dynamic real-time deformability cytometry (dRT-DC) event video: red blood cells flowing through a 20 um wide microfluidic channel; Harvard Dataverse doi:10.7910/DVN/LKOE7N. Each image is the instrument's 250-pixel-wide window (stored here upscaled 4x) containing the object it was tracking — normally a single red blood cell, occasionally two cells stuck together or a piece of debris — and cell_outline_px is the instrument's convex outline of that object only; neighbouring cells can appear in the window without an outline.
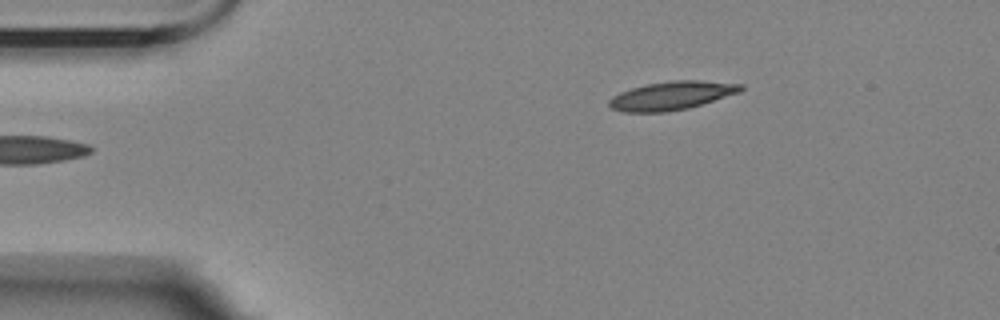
{"species": "Egyptian fruit bat (a non-hibernating species)", "species_latin": "Rousettus aegyptiacus", "temperature_condition": "room temperature", "stored_images_in_passage": 4, "camera_frame_rate_fps": 3000, "um_per_image_px": 0.085, "animal": {"sex": "female"}, "frame": {"image": 1, "passage_image": 4, "time_ms": 4.333, "image_size_px": [1000, 320], "cell_outline_px": [[744, 88], [740, 92], [688, 108], [664, 112], [624, 112], [612, 108], [608, 104], [608, 100], [612, 96], [620, 92], [632, 88], [648, 84], [672, 80], [700, 80], [744, 84]], "centroid_in_image_um": [57.09, 8.12], "position_along_channel_um": 27.9, "area_um2": 21.73}}